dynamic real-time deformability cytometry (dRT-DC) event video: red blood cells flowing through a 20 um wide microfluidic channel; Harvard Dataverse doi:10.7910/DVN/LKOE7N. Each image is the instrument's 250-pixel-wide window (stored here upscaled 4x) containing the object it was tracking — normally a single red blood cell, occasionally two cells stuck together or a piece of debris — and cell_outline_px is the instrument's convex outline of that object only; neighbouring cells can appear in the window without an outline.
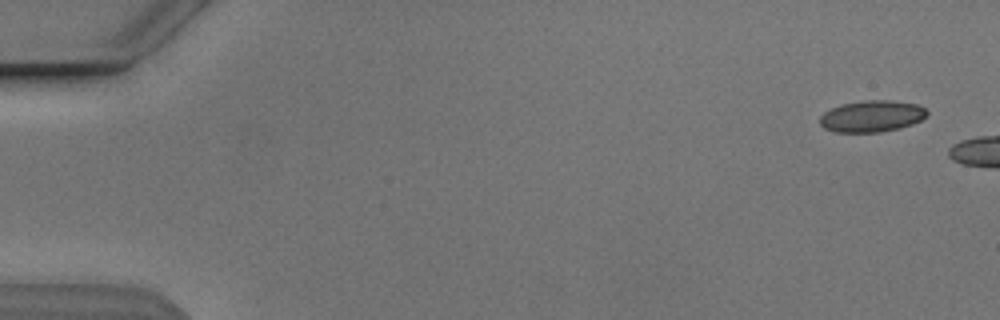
{"species": "Egyptian fruit bat (a non-hibernating species)", "species_latin": "Rousettus aegyptiacus", "temperature_condition": "cold", "stored_images_in_passage": 3, "camera_frame_rate_fps": 3000, "um_per_image_px": 0.085, "animal": {"sex": "male"}, "frame": {"image": 1, "passage_image": 1, "time_ms": 0.0, "image_size_px": [1000, 320], "cell_outline_px": [[928, 116], [912, 124], [900, 128], [880, 132], [836, 132], [824, 128], [820, 124], [820, 116], [824, 112], [840, 104], [864, 100], [888, 100], [916, 104], [924, 108], [928, 112]], "centroid_in_image_um": [74.1, 9.88], "position_along_channel_um": 10.9, "area_um2": 19.71}}